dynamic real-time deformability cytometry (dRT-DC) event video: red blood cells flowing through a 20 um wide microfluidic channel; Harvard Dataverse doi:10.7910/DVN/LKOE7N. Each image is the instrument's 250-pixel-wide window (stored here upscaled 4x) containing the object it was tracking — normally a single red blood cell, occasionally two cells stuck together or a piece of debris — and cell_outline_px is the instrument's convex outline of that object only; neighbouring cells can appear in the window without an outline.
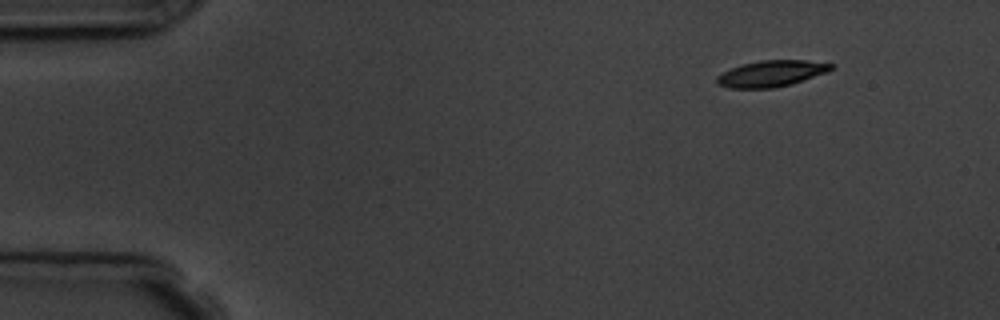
{"species": "common noctule bat (a hibernating species)", "species_latin": "Nyctalus noctula", "temperature_condition": "room temperature", "stored_images_in_passage": 5, "camera_frame_rate_fps": 3000, "um_per_image_px": 0.085, "animal": {"sex": "male", "body_mass_g": 19.5, "forearm_length_mm": 54.6}, "frame": {"image": 1, "passage_image": 1, "time_ms": 0.0, "image_size_px": [1000, 320], "cell_outline_px": [[836, 64], [828, 72], [792, 84], [772, 88], [728, 88], [716, 84], [716, 76], [732, 68], [744, 64], [760, 60], [804, 60]], "centroid_in_image_um": [65.58, 6.26], "position_along_channel_um": 19.4, "area_um2": 17.46}}
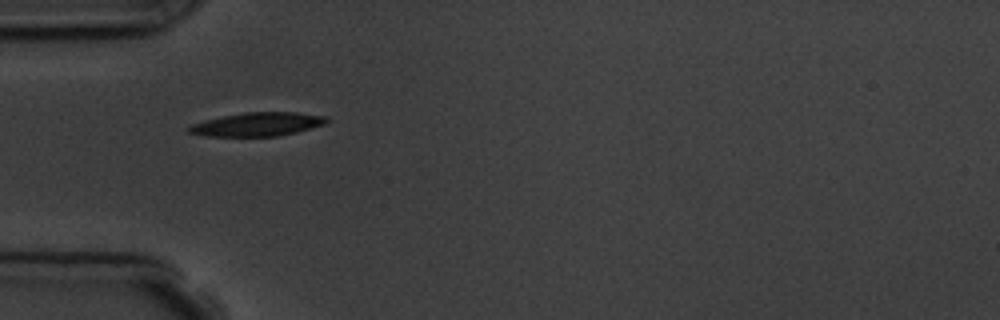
{"frame": {"image": 2, "passage_image": 4, "time_ms": 3.667, "image_size_px": [1000, 320], "cell_outline_px": [[328, 120], [324, 124], [312, 128], [296, 132], [276, 136], [204, 136], [188, 132], [184, 128], [192, 124], [204, 120], [244, 112], [296, 112], [328, 116]], "centroid_in_image_um": [21.86, 10.56], "position_along_channel_um": 63.1, "area_um2": 19.02}}